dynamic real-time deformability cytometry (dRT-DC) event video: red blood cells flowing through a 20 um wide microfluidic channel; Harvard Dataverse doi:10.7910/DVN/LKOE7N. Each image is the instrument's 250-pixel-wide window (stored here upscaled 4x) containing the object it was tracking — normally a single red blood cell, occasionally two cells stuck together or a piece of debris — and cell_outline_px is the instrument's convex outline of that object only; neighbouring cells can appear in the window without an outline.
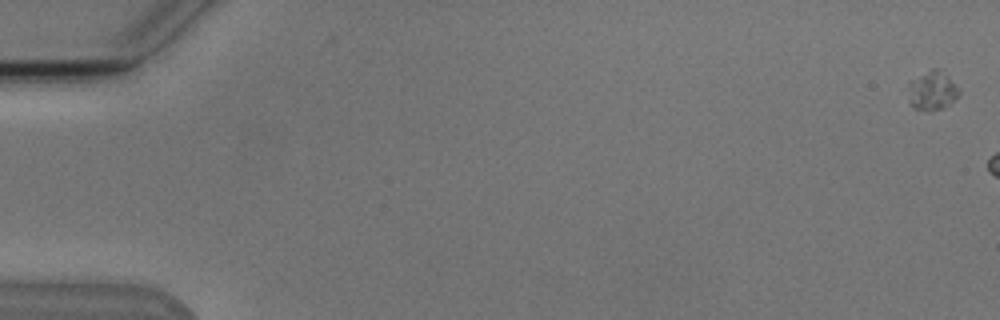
{"species": "Egyptian fruit bat (a non-hibernating species)", "species_latin": "Rousettus aegyptiacus", "temperature_condition": "cold", "stored_images_in_passage": 4, "camera_frame_rate_fps": 3000, "um_per_image_px": 0.085, "animal": {"sex": "male"}, "frame": {"image": 1, "passage_image": 1, "time_ms": 0.0, "image_size_px": [1000, 320], "cell_outline_px": [[960, 92], [948, 104], [940, 108], [912, 108], [908, 84], [908, 80], [932, 68], [940, 68], [948, 76]], "centroid_in_image_um": [79.2, 7.62], "position_along_channel_um": 5.8, "area_um2": 11.04}}